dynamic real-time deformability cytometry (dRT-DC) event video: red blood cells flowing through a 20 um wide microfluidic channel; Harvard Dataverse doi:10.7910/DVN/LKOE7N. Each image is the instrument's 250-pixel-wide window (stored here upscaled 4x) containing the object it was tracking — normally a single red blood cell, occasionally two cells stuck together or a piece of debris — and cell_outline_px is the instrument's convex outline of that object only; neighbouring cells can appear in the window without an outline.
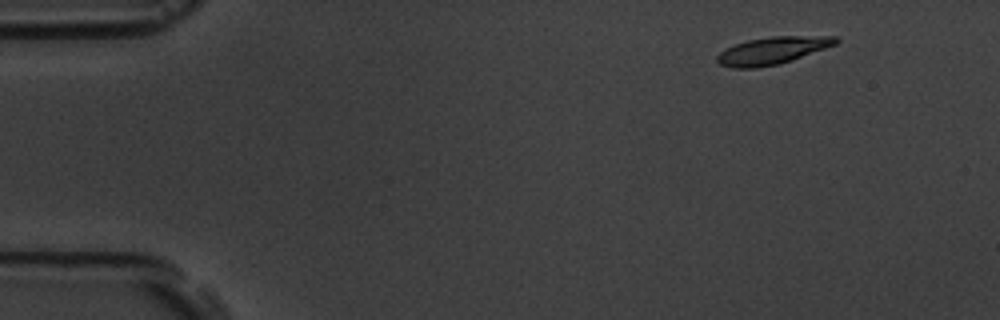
{"species": "common noctule bat (a hibernating species)", "species_latin": "Nyctalus noctula", "temperature_condition": "room temperature", "stored_images_in_passage": 4, "camera_frame_rate_fps": 3000, "um_per_image_px": 0.085, "animal": {"sex": "male", "body_mass_g": 19.5, "forearm_length_mm": 54.6}, "frame": {"image": 1, "passage_image": 1, "time_ms": 0.0, "image_size_px": [1000, 320], "cell_outline_px": [[840, 40], [836, 44], [792, 60], [780, 64], [756, 68], [732, 68], [720, 64], [716, 60], [716, 56], [724, 48], [748, 40], [772, 36], [836, 36]], "centroid_in_image_um": [65.63, 4.3], "position_along_channel_um": 19.4, "area_um2": 18.9}}
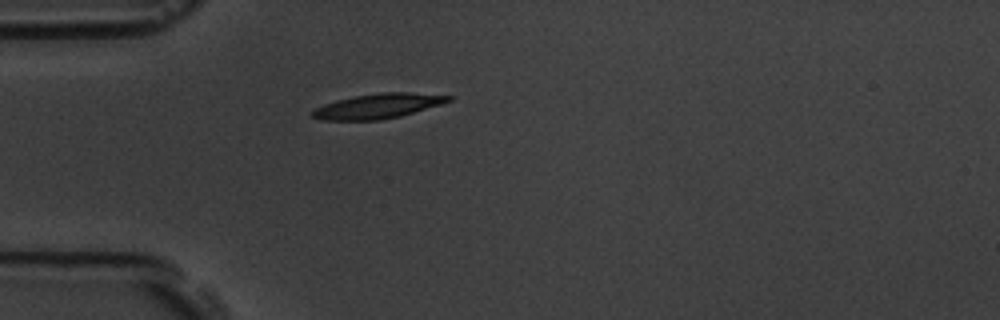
{"frame": {"image": 2, "passage_image": 4, "time_ms": 3.333, "image_size_px": [1000, 320], "cell_outline_px": [[452, 100], [440, 104], [400, 116], [380, 120], [320, 120], [312, 116], [312, 112], [316, 108], [324, 104], [336, 100], [352, 96], [380, 92], [408, 92], [452, 96]], "centroid_in_image_um": [32.1, 9.01], "position_along_channel_um": 52.9, "area_um2": 19.54}}